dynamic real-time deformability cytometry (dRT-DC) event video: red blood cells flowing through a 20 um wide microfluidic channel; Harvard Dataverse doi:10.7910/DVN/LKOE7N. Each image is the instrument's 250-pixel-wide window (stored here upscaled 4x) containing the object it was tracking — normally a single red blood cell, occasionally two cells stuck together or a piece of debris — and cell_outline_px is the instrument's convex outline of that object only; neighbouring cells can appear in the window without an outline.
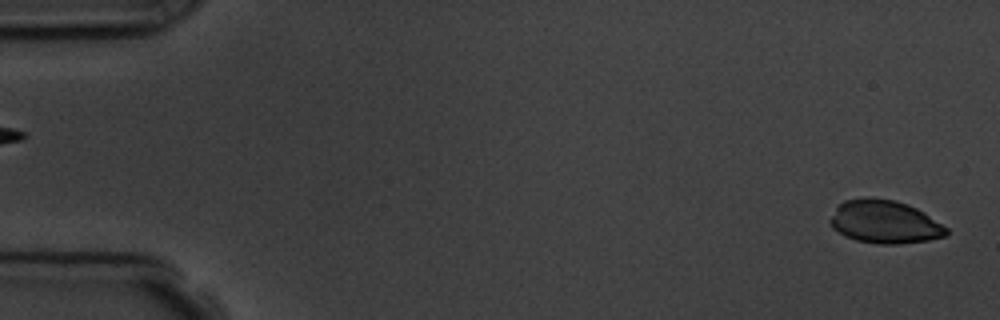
{"species": "common noctule bat (a hibernating species)", "species_latin": "Nyctalus noctula", "temperature_condition": "room temperature", "stored_images_in_passage": 6, "segment_of_instrument_passage": [2, 2], "camera_frame_rate_fps": 3000, "um_per_image_px": 0.085, "animal": {"sex": "male", "body_mass_g": 19.5, "forearm_length_mm": 54.6}, "frame": {"image": 1, "passage_image": 6, "time_ms": 6.0, "image_size_px": [1000, 320], "cell_outline_px": [[948, 232], [944, 236], [928, 240], [896, 244], [876, 244], [856, 240], [844, 236], [832, 228], [828, 220], [836, 208], [844, 200], [864, 196], [872, 196], [896, 200], [908, 204], [924, 212], [948, 228]], "centroid_in_image_um": [75.16, 18.84], "position_along_channel_um": 9.8, "area_um2": 29.54}}